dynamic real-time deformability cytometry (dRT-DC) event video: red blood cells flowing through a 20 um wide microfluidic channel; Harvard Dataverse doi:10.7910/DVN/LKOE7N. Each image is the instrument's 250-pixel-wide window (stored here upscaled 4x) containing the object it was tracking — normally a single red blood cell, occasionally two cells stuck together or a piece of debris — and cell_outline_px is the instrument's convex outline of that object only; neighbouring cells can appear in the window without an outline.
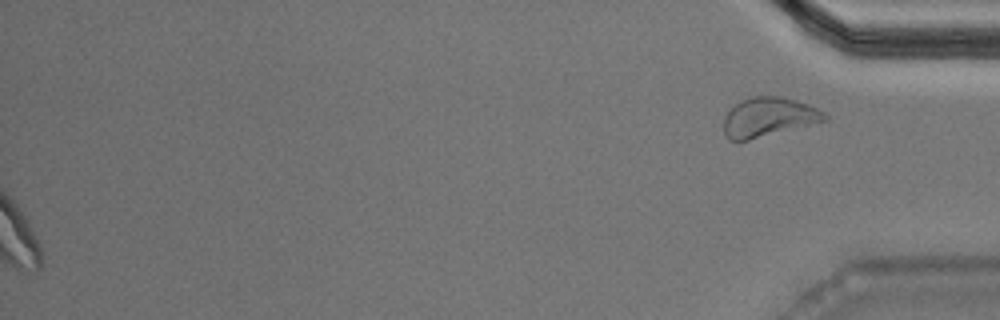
{"species": "Egyptian fruit bat (a non-hibernating species)", "species_latin": "Rousettus aegyptiacus", "temperature_condition": "warm", "stored_images_in_passage": 36, "segment_of_instrument_passage": [2, 2], "camera_frame_rate_fps": 3000, "um_per_image_px": 0.085, "animal": {"sex": "male"}, "frame": {"image": 1, "passage_image": 36, "time_ms": 11.667, "image_size_px": [1000, 320], "cell_outline_px": [[828, 120], [748, 140], [728, 140], [724, 136], [724, 116], [740, 100], [752, 96], [780, 96], [796, 100], [808, 104], [824, 112], [828, 116]], "centroid_in_image_um": [65.32, 9.95], "position_along_channel_um": 369.9, "area_um2": 23.0}}